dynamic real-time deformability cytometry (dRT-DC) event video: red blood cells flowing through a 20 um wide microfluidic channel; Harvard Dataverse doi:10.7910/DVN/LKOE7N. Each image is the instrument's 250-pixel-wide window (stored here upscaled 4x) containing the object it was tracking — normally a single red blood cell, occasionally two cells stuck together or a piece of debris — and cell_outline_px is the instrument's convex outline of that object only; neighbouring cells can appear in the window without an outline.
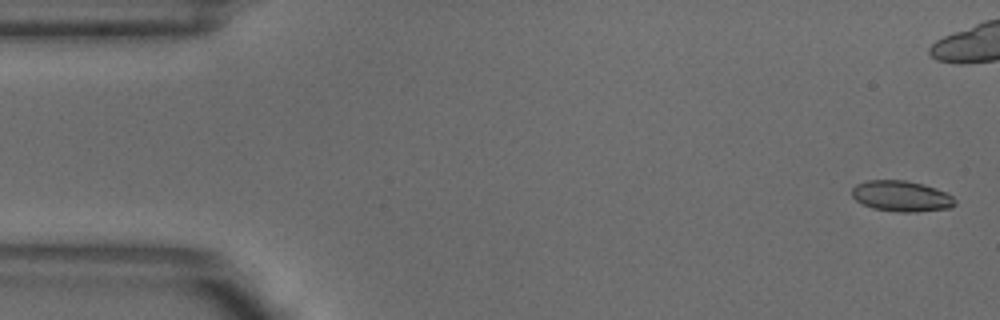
{"species": "common noctule bat (a hibernating species)", "species_latin": "Nyctalus noctula", "temperature_condition": "warm", "stored_images_in_passage": 6, "camera_frame_rate_fps": 3000, "um_per_image_px": 0.085, "animal": {"sex": "male", "body_mass_g": 18.8}, "frame": {"image": 1, "passage_image": 1, "time_ms": 0.0, "image_size_px": [1000, 320], "cell_outline_px": [[956, 204], [952, 208], [916, 212], [896, 212], [872, 208], [856, 200], [852, 196], [852, 188], [856, 184], [868, 180], [904, 180], [924, 184], [948, 192], [956, 200]], "centroid_in_image_um": [76.66, 16.67], "position_along_channel_um": 8.3, "area_um2": 18.73}}